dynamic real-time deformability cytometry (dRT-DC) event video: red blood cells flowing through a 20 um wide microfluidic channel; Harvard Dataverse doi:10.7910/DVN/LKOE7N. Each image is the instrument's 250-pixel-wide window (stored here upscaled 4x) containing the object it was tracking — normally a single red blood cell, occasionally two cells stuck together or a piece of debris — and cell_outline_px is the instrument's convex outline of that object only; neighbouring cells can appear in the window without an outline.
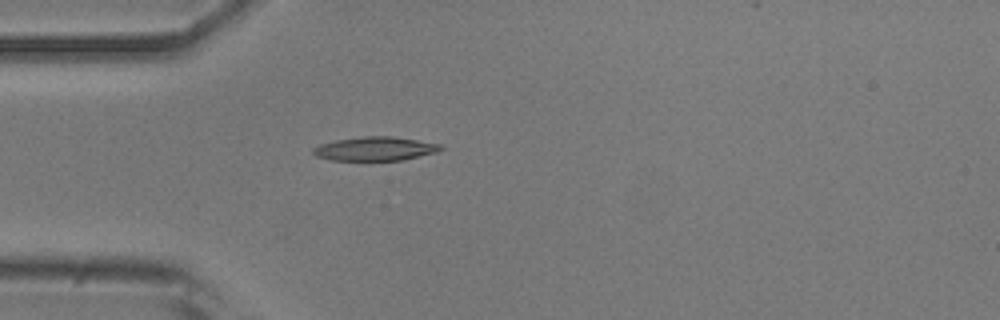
{"species": "common noctule bat (a hibernating species)", "species_latin": "Nyctalus noctula", "temperature_condition": "room temperature", "stored_images_in_passage": 4, "camera_frame_rate_fps": 3000, "um_per_image_px": 0.085, "animal": {"sex": "male", "body_mass_g": 20.5, "forearm_length_mm": 52.5}, "frame": {"image": 1, "passage_image": 4, "time_ms": 1.0, "image_size_px": [1000, 320], "cell_outline_px": [[444, 148], [436, 152], [404, 160], [332, 160], [316, 156], [312, 152], [312, 148], [320, 144], [336, 140], [364, 136], [392, 136], [440, 144]], "centroid_in_image_um": [31.87, 12.64], "position_along_channel_um": 53.1, "area_um2": 17.63}}